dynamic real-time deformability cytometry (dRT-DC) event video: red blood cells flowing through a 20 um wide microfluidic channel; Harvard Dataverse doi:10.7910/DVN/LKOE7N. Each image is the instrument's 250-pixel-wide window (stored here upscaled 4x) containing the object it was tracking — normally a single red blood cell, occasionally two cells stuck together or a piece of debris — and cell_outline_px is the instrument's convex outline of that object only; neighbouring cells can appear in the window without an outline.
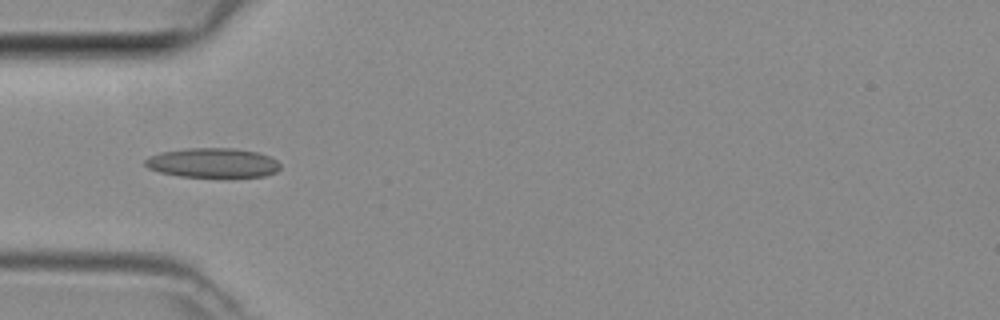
{"species": "common noctule bat (a hibernating species)", "species_latin": "Nyctalus noctula", "temperature_condition": "room temperature", "stored_images_in_passage": 3, "camera_frame_rate_fps": 3000, "um_per_image_px": 0.085, "animal": {"sex": "female", "body_mass_g": 29.2, "forearm_length_mm": 56.3}, "frame": {"image": 1, "passage_image": 2, "time_ms": 0.333, "image_size_px": [1000, 320], "cell_outline_px": [[280, 168], [276, 172], [264, 176], [180, 176], [160, 172], [148, 168], [144, 164], [144, 160], [148, 156], [160, 152], [184, 148], [232, 148], [260, 152], [276, 160], [280, 164]], "centroid_in_image_um": [18.06, 13.82], "position_along_channel_um": 66.9, "area_um2": 23.18}}
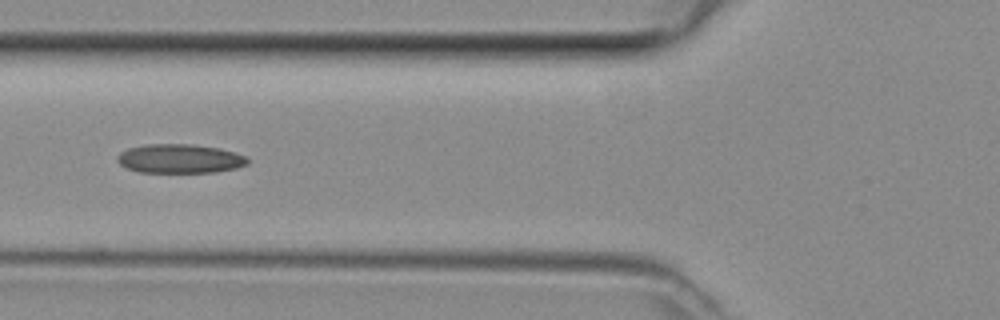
{"frame": {"image": 2, "passage_image": 3, "time_ms": 0.667, "image_size_px": [1000, 320], "cell_outline_px": [[248, 164], [236, 168], [216, 172], [140, 172], [128, 168], [120, 164], [116, 160], [116, 156], [120, 152], [128, 148], [144, 144], [192, 144], [220, 148], [236, 152], [248, 156]], "centroid_in_image_um": [15.3, 13.48], "position_along_channel_um": 110.5, "area_um2": 22.25}}